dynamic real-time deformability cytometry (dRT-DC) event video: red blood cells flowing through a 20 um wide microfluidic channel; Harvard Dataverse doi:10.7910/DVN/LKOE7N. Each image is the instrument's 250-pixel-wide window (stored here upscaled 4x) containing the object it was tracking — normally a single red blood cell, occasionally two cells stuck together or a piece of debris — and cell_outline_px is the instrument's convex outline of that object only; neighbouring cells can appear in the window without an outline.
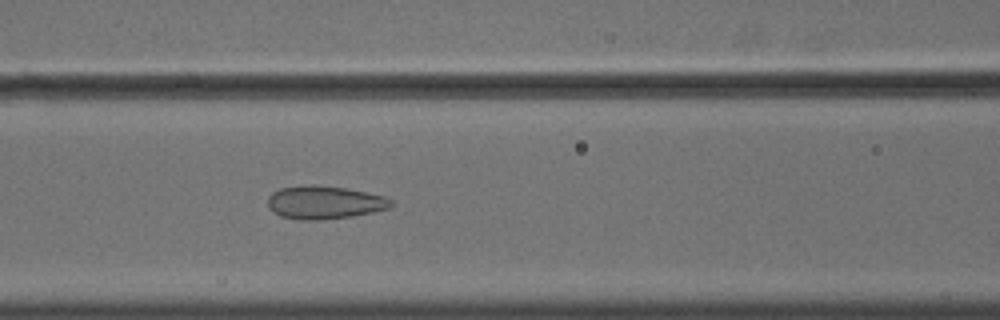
{"species": "common noctule bat (a hibernating species)", "species_latin": "Nyctalus noctula", "temperature_condition": "cold", "stored_images_in_passage": 56, "camera_frame_rate_fps": 3000, "um_per_image_px": 0.085, "animal": {"sex": "male", "body_mass_g": 18.8}, "frame": {"image": 1, "passage_image": 24, "time_ms": 7.667, "image_size_px": [1000, 320], "cell_outline_px": [[392, 204], [388, 208], [372, 212], [352, 216], [320, 220], [300, 220], [280, 216], [272, 212], [268, 208], [268, 196], [272, 192], [280, 188], [308, 184], [312, 184], [344, 188], [384, 196], [392, 200]], "centroid_in_image_um": [27.51, 17.21], "position_along_channel_um": 139.1, "area_um2": 23.81}}
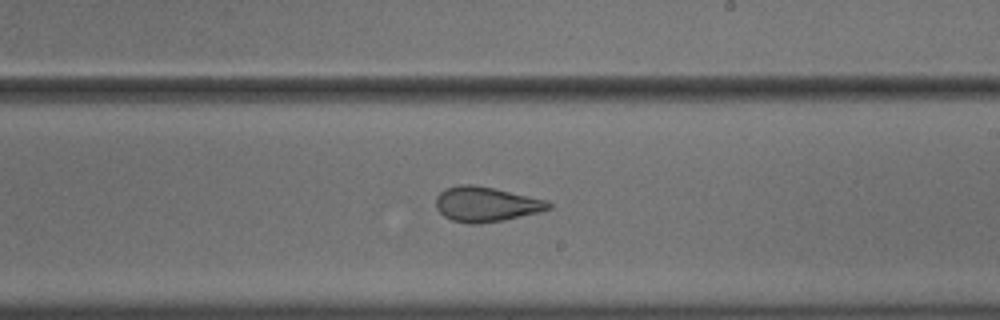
{"frame": {"image": 2, "passage_image": 33, "time_ms": 10.667, "image_size_px": [1000, 320], "cell_outline_px": [[552, 208], [540, 212], [504, 220], [476, 224], [468, 224], [452, 220], [444, 216], [436, 208], [436, 196], [444, 188], [460, 184], [472, 184], [492, 188], [548, 200], [552, 204]], "centroid_in_image_um": [41.31, 17.36], "position_along_channel_um": 247.7, "area_um2": 23.0}}
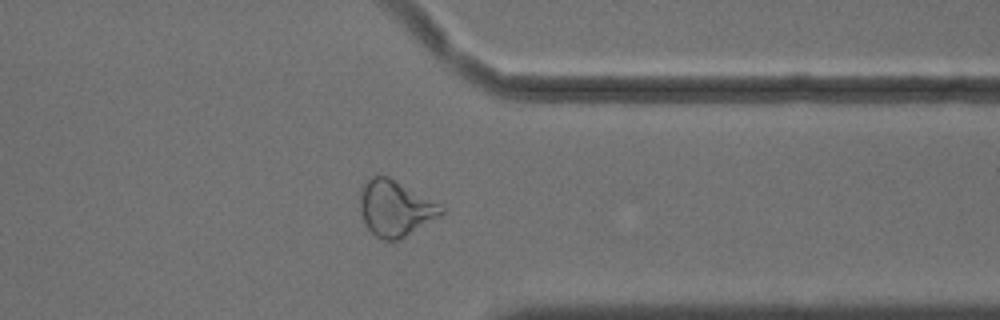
{"frame": {"image": 3, "passage_image": 44, "time_ms": 14.333, "image_size_px": [1000, 320], "cell_outline_px": [[444, 212], [440, 216], [400, 240], [384, 240], [376, 236], [368, 228], [360, 212], [360, 196], [364, 184], [372, 176], [388, 176], [440, 204], [444, 208]], "centroid_in_image_um": [33.61, 17.72], "position_along_channel_um": 377.8, "area_um2": 26.13}}